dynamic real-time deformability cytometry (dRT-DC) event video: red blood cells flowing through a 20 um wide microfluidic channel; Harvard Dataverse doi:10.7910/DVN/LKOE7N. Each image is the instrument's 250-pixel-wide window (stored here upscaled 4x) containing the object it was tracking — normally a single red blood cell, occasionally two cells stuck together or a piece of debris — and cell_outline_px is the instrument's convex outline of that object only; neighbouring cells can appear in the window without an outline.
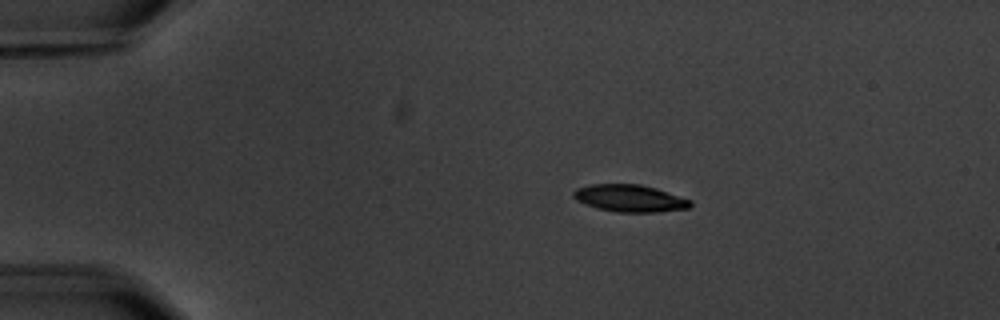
{"species": "common noctule bat (a hibernating species)", "species_latin": "Nyctalus noctula", "temperature_condition": "warm", "stored_images_in_passage": 6, "camera_frame_rate_fps": 3000, "um_per_image_px": 0.085, "animal": {"sex": "male", "body_mass_g": 20.1, "forearm_length_mm": 53.5}, "frame": {"image": 1, "passage_image": 2, "time_ms": 2.0, "image_size_px": [1000, 320], "cell_outline_px": [[692, 204], [688, 208], [656, 212], [616, 212], [596, 208], [576, 200], [572, 196], [572, 192], [576, 188], [588, 184], [640, 184], [656, 188], [692, 200]], "centroid_in_image_um": [53.5, 16.85], "position_along_channel_um": 31.5, "area_um2": 18.61}}
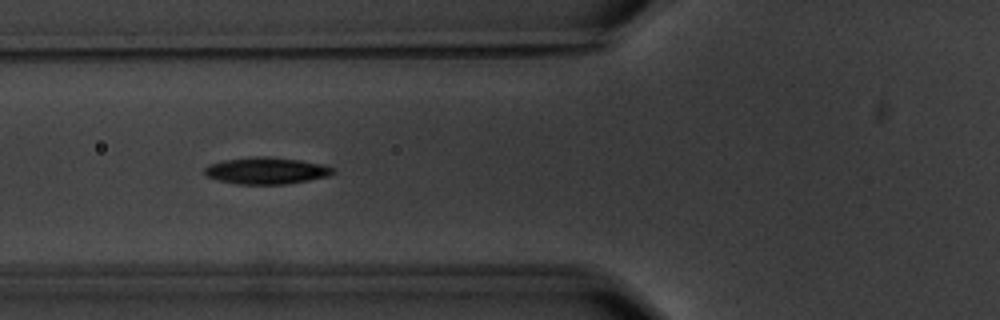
{"frame": {"image": 2, "passage_image": 5, "time_ms": 5.667, "image_size_px": [1000, 320], "cell_outline_px": [[336, 172], [328, 176], [308, 180], [284, 184], [236, 184], [220, 180], [208, 176], [204, 172], [204, 168], [208, 164], [224, 160], [248, 156], [268, 156], [300, 160], [324, 164], [336, 168]], "centroid_in_image_um": [22.67, 14.49], "position_along_channel_um": 103.1, "area_um2": 20.17}}
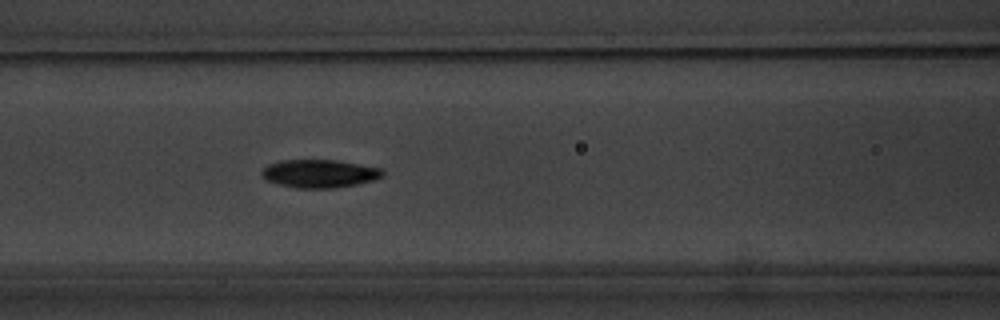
{"frame": {"image": 3, "passage_image": 6, "time_ms": 6.667, "image_size_px": [1000, 320], "cell_outline_px": [[384, 176], [372, 180], [356, 184], [332, 188], [296, 188], [264, 180], [260, 176], [260, 172], [268, 164], [280, 160], [336, 160], [380, 168], [384, 172]], "centroid_in_image_um": [27.1, 14.75], "position_along_channel_um": 139.5, "area_um2": 19.77}}